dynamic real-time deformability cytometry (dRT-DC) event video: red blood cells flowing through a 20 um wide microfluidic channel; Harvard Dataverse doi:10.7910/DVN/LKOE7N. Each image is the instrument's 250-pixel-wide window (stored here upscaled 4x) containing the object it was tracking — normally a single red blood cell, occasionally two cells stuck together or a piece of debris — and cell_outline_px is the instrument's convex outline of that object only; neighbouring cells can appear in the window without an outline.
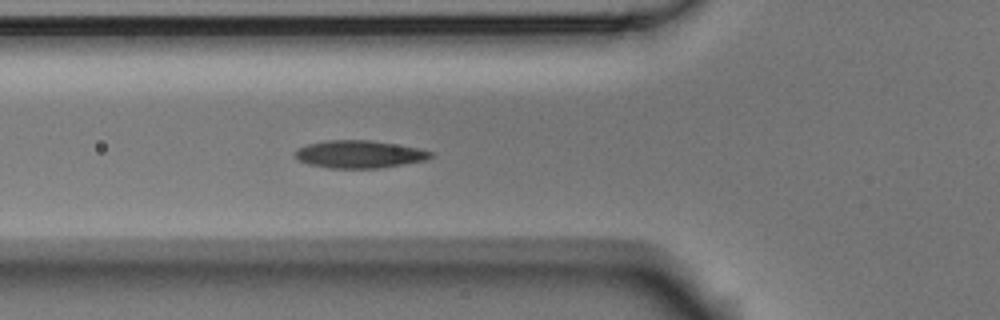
{"species": "Egyptian fruit bat (a non-hibernating species)", "species_latin": "Rousettus aegyptiacus", "temperature_condition": "room temperature", "stored_images_in_passage": 6, "segment_of_instrument_passage": [1, 2], "camera_frame_rate_fps": 3000, "um_per_image_px": 0.085, "animal": {"sex": "male"}, "frame": {"image": 1, "passage_image": 5, "time_ms": 1.333, "image_size_px": [1000, 320], "cell_outline_px": [[436, 156], [428, 160], [380, 168], [328, 168], [308, 164], [300, 160], [296, 156], [296, 148], [308, 144], [324, 140], [372, 140], [420, 148], [436, 152]], "centroid_in_image_um": [30.63, 13.1], "position_along_channel_um": 95.2, "area_um2": 22.14}}